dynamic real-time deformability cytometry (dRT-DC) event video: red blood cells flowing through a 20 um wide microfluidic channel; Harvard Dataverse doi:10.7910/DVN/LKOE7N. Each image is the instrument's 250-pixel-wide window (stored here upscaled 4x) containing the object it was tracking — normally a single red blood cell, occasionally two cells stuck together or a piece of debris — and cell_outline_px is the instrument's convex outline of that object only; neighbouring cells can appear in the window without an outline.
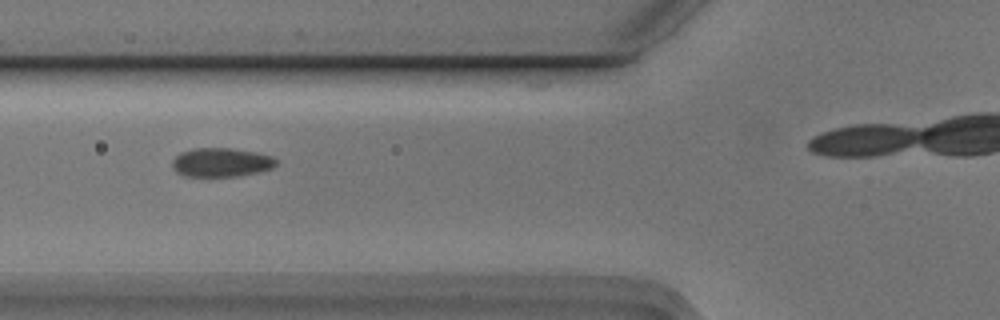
{"species": "Egyptian fruit bat (a non-hibernating species)", "species_latin": "Rousettus aegyptiacus", "temperature_condition": "cold", "stored_images_in_passage": 10, "camera_frame_rate_fps": 3000, "um_per_image_px": 0.085, "animal": {"sex": "male"}, "frame": {"image": 1, "passage_image": 4, "time_ms": 1.0, "image_size_px": [1000, 320], "cell_outline_px": [[276, 164], [272, 168], [260, 172], [240, 176], [184, 176], [176, 172], [172, 168], [172, 160], [180, 152], [196, 148], [228, 148], [256, 152], [272, 156], [276, 160]], "centroid_in_image_um": [18.79, 13.81], "position_along_channel_um": 107.0, "area_um2": 17.57}}
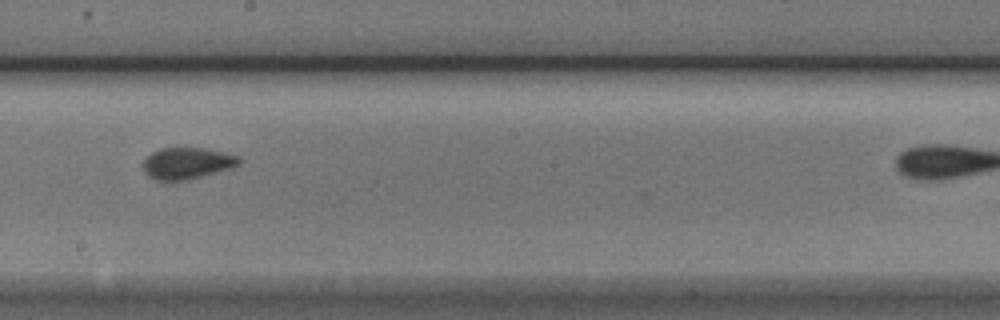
{"frame": {"image": 2, "passage_image": 7, "time_ms": 2.0, "image_size_px": [1000, 320], "cell_outline_px": [[240, 164], [232, 168], [184, 180], [156, 180], [148, 176], [144, 172], [144, 160], [152, 152], [160, 148], [184, 144], [224, 152], [240, 156]], "centroid_in_image_um": [15.9, 13.81], "position_along_channel_um": 232.3, "area_um2": 18.09}}
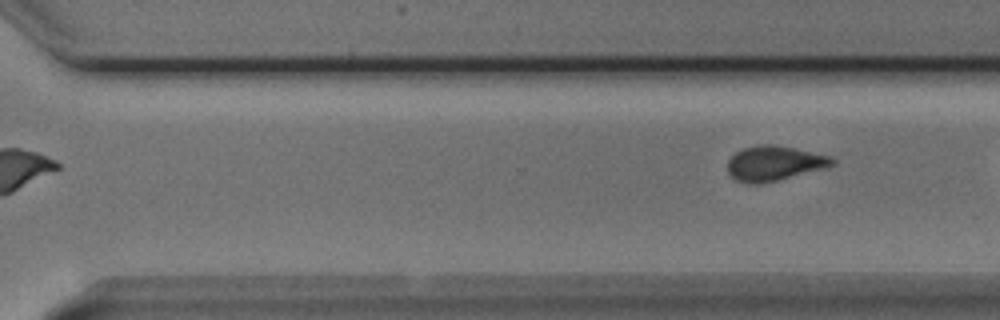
{"frame": {"image": 3, "passage_image": 10, "time_ms": 3.0, "image_size_px": [1000, 320], "cell_outline_px": [[836, 164], [828, 168], [776, 180], [756, 184], [748, 184], [736, 180], [728, 172], [728, 160], [736, 152], [744, 148], [760, 144], [772, 144], [832, 156], [836, 160]], "centroid_in_image_um": [65.85, 13.88], "position_along_channel_um": 304.7, "area_um2": 21.21}}